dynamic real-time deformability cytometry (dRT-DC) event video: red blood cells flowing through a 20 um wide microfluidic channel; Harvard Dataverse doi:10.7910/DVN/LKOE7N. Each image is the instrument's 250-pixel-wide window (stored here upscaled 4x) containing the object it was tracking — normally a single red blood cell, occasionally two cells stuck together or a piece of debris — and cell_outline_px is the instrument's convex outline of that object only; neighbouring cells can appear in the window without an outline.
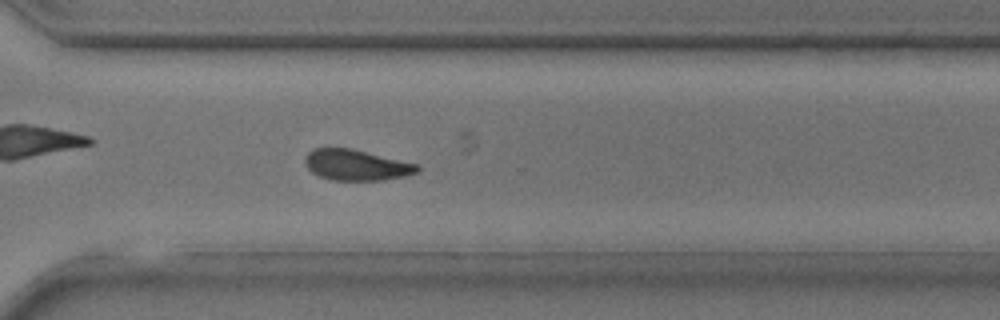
{"species": "common noctule bat (a hibernating species)", "species_latin": "Nyctalus noctula", "temperature_condition": "room temperature", "stored_images_in_passage": 36, "camera_frame_rate_fps": 3000, "um_per_image_px": 0.085, "animal": {"sex": "male", "body_mass_g": 17.9, "forearm_length_mm": 54.2}, "frame": {"image": 1, "passage_image": 26, "time_ms": 8.333, "image_size_px": [1000, 320], "cell_outline_px": [[420, 172], [404, 176], [384, 180], [332, 180], [320, 176], [312, 172], [308, 168], [304, 160], [308, 152], [312, 148], [352, 148], [420, 164]], "centroid_in_image_um": [30.33, 14.02], "position_along_channel_um": 340.3, "area_um2": 20.35}}